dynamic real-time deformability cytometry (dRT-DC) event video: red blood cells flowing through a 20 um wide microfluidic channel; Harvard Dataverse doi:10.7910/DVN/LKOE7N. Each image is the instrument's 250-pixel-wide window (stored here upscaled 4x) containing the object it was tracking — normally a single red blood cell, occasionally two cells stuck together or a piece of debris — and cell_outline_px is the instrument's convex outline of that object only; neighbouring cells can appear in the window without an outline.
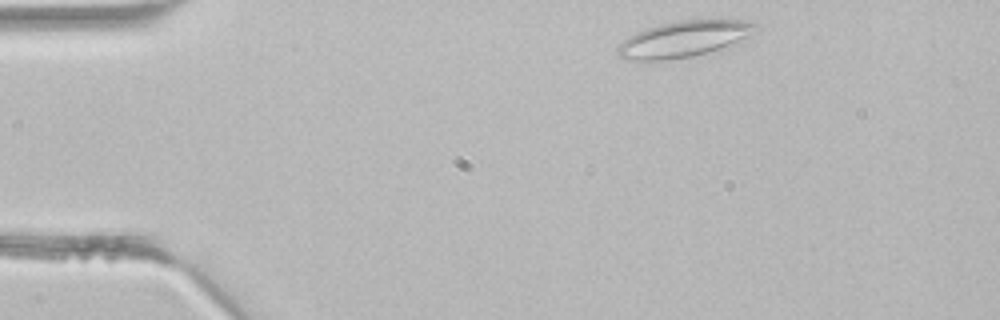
{"species": "common noctule bat (a hibernating species)", "species_latin": "Nyctalus noctula", "temperature_condition": "room temperature", "stored_images_in_passage": 39, "camera_frame_rate_fps": 3000, "um_per_image_px": 0.085, "animal": {"sex": "male", "body_mass_g": 21.5, "forearm_length_mm": 52.0}, "frame": {"image": 1, "passage_image": 2, "time_ms": 0.333, "image_size_px": [1000, 320], "cell_outline_px": [[760, 28], [756, 32], [740, 44], [692, 56], [668, 60], [624, 60], [616, 56], [616, 48], [628, 36], [636, 32], [660, 24], [676, 20], [728, 16], [760, 24]], "centroid_in_image_um": [58.28, 3.27], "position_along_channel_um": 26.7, "area_um2": 30.69}}
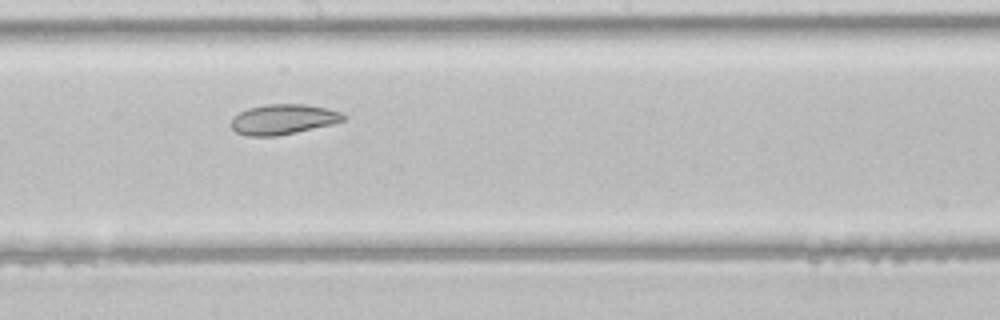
{"frame": {"image": 2, "passage_image": 19, "time_ms": 6.0, "image_size_px": [1000, 320], "cell_outline_px": [[348, 116], [344, 120], [332, 124], [296, 132], [276, 136], [248, 136], [236, 132], [232, 128], [232, 116], [248, 108], [264, 104], [304, 104], [328, 108], [340, 112]], "centroid_in_image_um": [24.07, 10.13], "position_along_channel_um": 224.1, "area_um2": 19.77}}
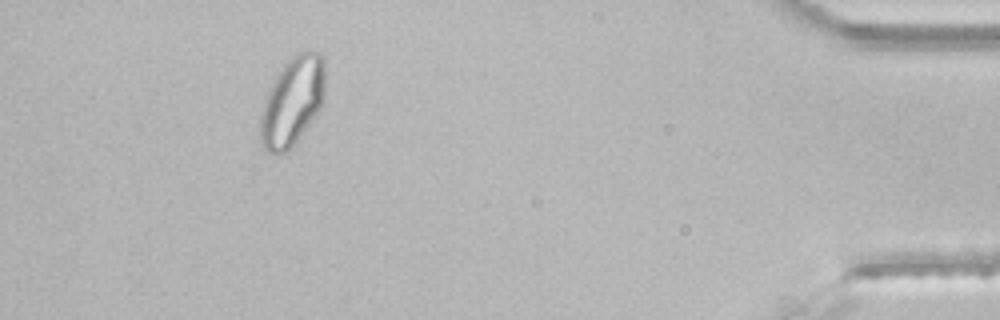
{"frame": {"image": 3, "passage_image": 35, "time_ms": 11.333, "image_size_px": [1000, 320], "cell_outline_px": [[324, 100], [320, 108], [312, 120], [292, 148], [284, 152], [268, 152], [260, 144], [260, 116], [268, 88], [284, 64], [296, 52], [320, 52], [324, 56]], "centroid_in_image_um": [24.85, 8.61], "position_along_channel_um": 410.4, "area_um2": 33.47}}